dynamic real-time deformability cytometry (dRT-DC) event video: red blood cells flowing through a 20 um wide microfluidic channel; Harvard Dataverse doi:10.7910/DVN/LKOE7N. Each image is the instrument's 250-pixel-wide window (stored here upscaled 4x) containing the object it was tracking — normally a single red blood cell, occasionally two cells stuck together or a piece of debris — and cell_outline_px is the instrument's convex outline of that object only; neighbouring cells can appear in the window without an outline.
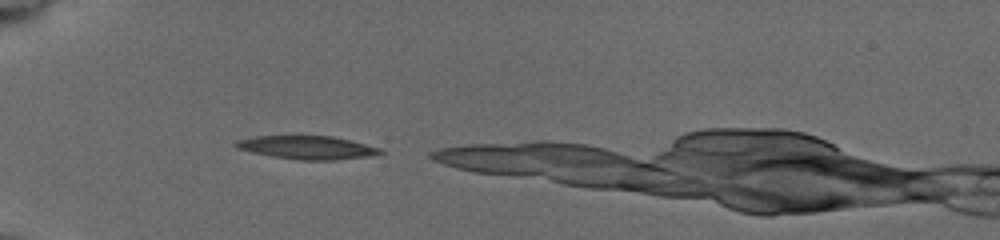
{"species": "common noctule bat (a hibernating species)", "species_latin": "Nyctalus noctula", "temperature_condition": "cold", "stored_images_in_passage": 9, "camera_frame_rate_fps": 3000, "um_per_image_px": 0.085, "animal": {"sex": "female", "body_mass_g": 19.5, "forearm_length_mm": 54.1}, "frame": {"image": 1, "passage_image": 1, "time_ms": 0.0, "image_size_px": [1000, 240], "cell_outline_px": [[384, 152], [372, 156], [336, 160], [300, 160], [272, 156], [252, 152], [236, 148], [232, 144], [236, 140], [256, 136], [332, 136], [380, 148]], "centroid_in_image_um": [26.08, 12.54], "position_along_channel_um": 58.9, "area_um2": 19.54}}
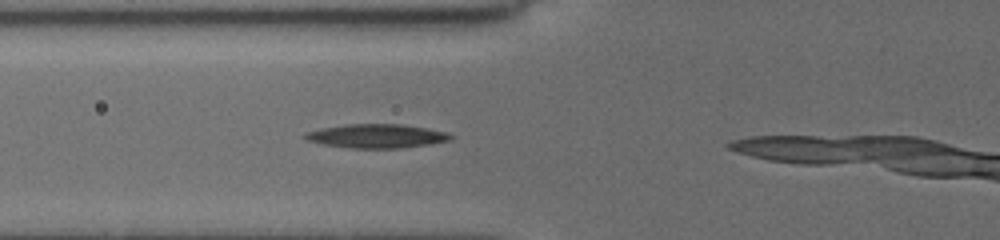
{"frame": {"image": 2, "passage_image": 5, "time_ms": 1.333, "image_size_px": [1000, 240], "cell_outline_px": [[456, 136], [452, 140], [432, 144], [400, 148], [348, 148], [324, 144], [304, 140], [304, 136], [308, 132], [320, 128], [344, 124], [400, 124], [424, 128], [444, 132]], "centroid_in_image_um": [32.02, 11.57], "position_along_channel_um": 93.8, "area_um2": 20.29}}
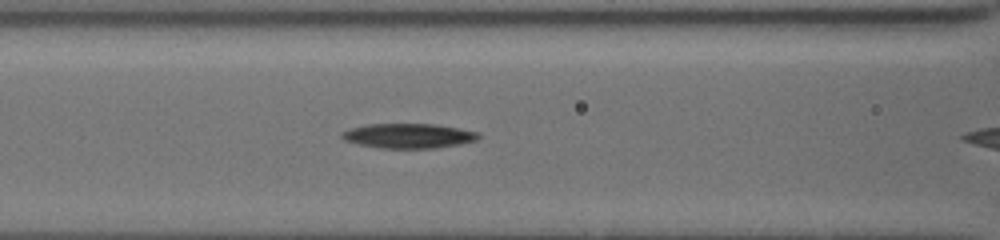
{"frame": {"image": 3, "passage_image": 8, "time_ms": 2.333, "image_size_px": [1000, 240], "cell_outline_px": [[480, 136], [476, 140], [460, 144], [432, 148], [380, 148], [360, 144], [344, 140], [340, 136], [340, 132], [348, 128], [364, 124], [436, 124], [460, 128], [476, 132]], "centroid_in_image_um": [34.67, 11.53], "position_along_channel_um": 131.9, "area_um2": 19.71}}